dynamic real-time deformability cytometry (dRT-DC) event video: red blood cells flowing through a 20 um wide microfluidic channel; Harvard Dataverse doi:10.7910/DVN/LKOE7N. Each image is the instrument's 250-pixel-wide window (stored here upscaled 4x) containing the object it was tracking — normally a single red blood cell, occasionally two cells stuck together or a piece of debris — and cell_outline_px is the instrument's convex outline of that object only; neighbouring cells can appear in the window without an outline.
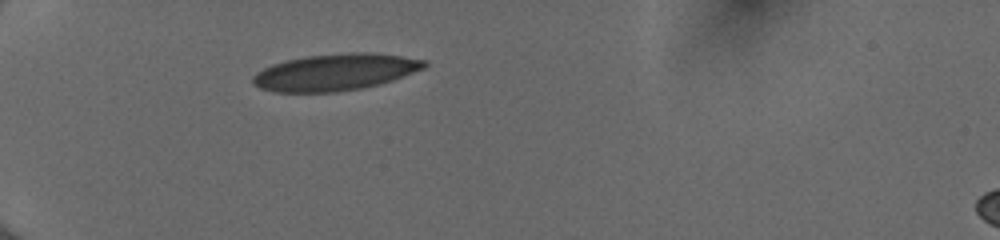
{"species": "human", "species_latin": "Homo sapiens", "temperature_condition": "cold", "stored_images_in_passage": 35, "camera_frame_rate_fps": 3000, "um_per_image_px": 0.085, "donor": {"sex": "female"}, "frame": {"image": 1, "passage_image": 1, "time_ms": 0.0, "image_size_px": [1000, 240], "cell_outline_px": [[428, 64], [424, 68], [392, 80], [380, 84], [360, 88], [336, 92], [272, 92], [260, 88], [252, 84], [252, 76], [256, 72], [272, 64], [288, 60], [308, 56], [352, 52], [368, 52], [400, 56], [428, 60]], "centroid_in_image_um": [28.47, 6.14], "position_along_channel_um": 56.5, "area_um2": 36.53}}
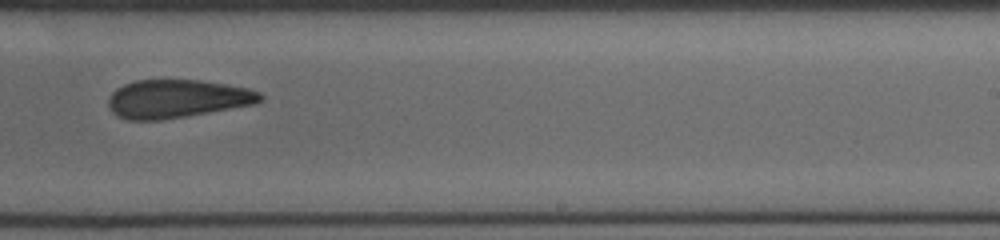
{"frame": {"image": 2, "passage_image": 19, "time_ms": 6.0, "image_size_px": [1000, 240], "cell_outline_px": [[264, 100], [256, 104], [160, 120], [128, 120], [116, 116], [112, 112], [108, 104], [108, 96], [116, 88], [124, 84], [136, 80], [200, 80], [248, 88], [260, 92], [264, 96]], "centroid_in_image_um": [15.04, 8.39], "position_along_channel_um": 274.0, "area_um2": 33.93}}
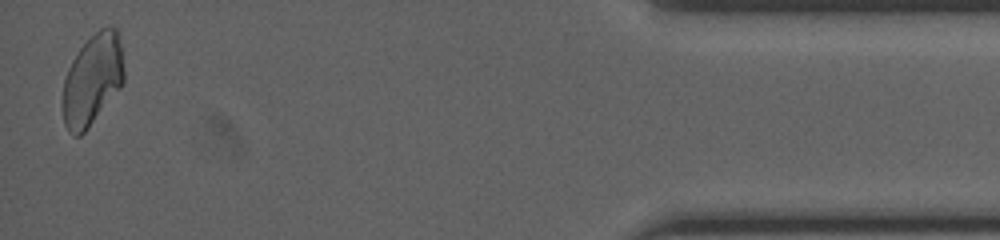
{"frame": {"image": 3, "passage_image": 35, "time_ms": 11.333, "image_size_px": [1000, 240], "cell_outline_px": [[124, 80], [120, 88], [88, 128], [80, 136], [72, 136], [68, 132], [64, 124], [64, 80], [68, 68], [72, 60], [80, 48], [100, 28], [116, 28], [120, 44], [124, 68]], "centroid_in_image_um": [7.86, 6.81], "position_along_channel_um": 427.3, "area_um2": 31.96}, "authors_computed_cell_mechanics": {"area_um2": 35.258, "velocity_mm_per_s": 4.0435, "shape_relaxation_time_tau1_ms": 6.4694, "shape_relaxation_time_tau2_ms": 4.133, "deformation_change_tau1": 0.1555, "deformation_change_tau2": 0.1257}}